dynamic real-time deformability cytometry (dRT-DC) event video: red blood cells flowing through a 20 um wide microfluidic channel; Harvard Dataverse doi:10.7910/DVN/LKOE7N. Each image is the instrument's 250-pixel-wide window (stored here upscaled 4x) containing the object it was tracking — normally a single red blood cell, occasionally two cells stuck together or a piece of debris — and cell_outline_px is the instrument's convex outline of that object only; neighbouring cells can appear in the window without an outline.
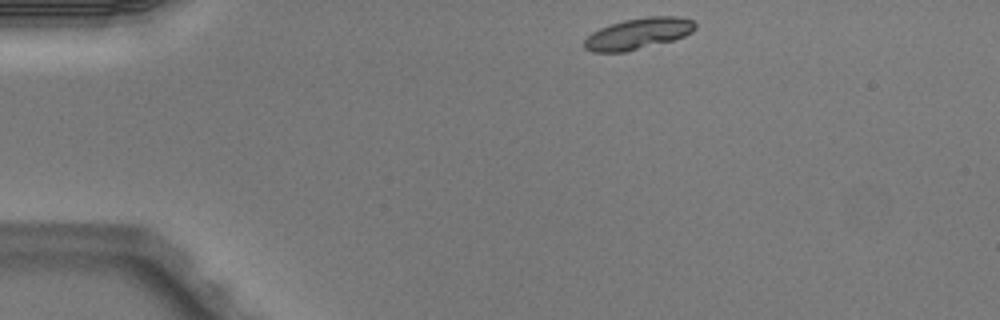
{"species": "Egyptian fruit bat (a non-hibernating species)", "species_latin": "Rousettus aegyptiacus", "temperature_condition": "warm", "stored_images_in_passage": 2, "camera_frame_rate_fps": 3000, "um_per_image_px": 0.085, "animal": {"sex": "male"}, "frame": {"image": 1, "passage_image": 1, "time_ms": 0.0, "image_size_px": [1000, 320], "cell_outline_px": [[696, 28], [692, 32], [684, 36], [672, 40], [628, 52], [592, 52], [584, 48], [584, 40], [592, 32], [600, 28], [624, 20], [648, 16], [676, 16], [692, 20], [696, 24]], "centroid_in_image_um": [54.24, 2.86], "position_along_channel_um": 30.8, "area_um2": 20.11}}